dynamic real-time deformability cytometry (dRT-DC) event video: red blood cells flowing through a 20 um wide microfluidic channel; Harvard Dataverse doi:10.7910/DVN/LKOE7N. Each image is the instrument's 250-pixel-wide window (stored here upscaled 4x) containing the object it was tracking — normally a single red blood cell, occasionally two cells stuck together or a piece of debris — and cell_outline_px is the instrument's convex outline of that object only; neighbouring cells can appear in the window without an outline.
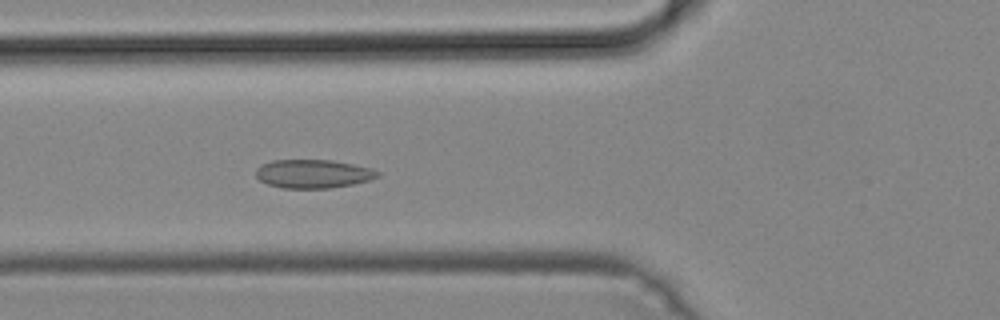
{"species": "common noctule bat (a hibernating species)", "species_latin": "Nyctalus noctula", "temperature_condition": "cold", "stored_images_in_passage": 50, "camera_frame_rate_fps": 3000, "um_per_image_px": 0.085, "animal": {"sex": "male", "body_mass_g": 19.2, "forearm_length_mm": 51.8}, "frame": {"image": 1, "passage_image": 19, "time_ms": 6.0, "image_size_px": [1000, 320], "cell_outline_px": [[380, 176], [368, 180], [352, 184], [328, 188], [284, 188], [268, 184], [260, 180], [256, 176], [256, 168], [260, 164], [272, 160], [332, 160], [372, 168], [380, 172]], "centroid_in_image_um": [26.6, 14.76], "position_along_channel_um": 99.2, "area_um2": 20.23}}
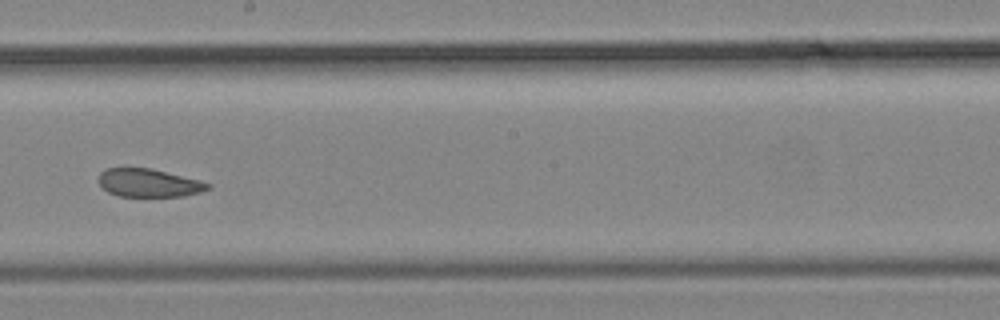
{"frame": {"image": 2, "passage_image": 29, "time_ms": 9.333, "image_size_px": [1000, 320], "cell_outline_px": [[212, 188], [200, 192], [184, 196], [120, 196], [108, 192], [100, 184], [100, 172], [104, 168], [124, 164], [152, 168], [200, 180], [212, 184]], "centroid_in_image_um": [12.62, 15.49], "position_along_channel_um": 235.6, "area_um2": 18.61}}
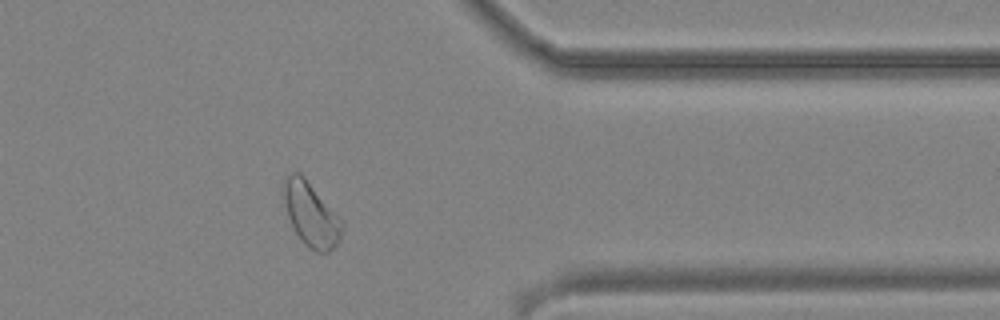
{"frame": {"image": 3, "passage_image": 41, "time_ms": 13.333, "image_size_px": [1000, 320], "cell_outline_px": [[344, 228], [340, 240], [328, 252], [316, 252], [304, 244], [296, 232], [288, 216], [280, 192], [284, 180], [292, 172], [300, 172], [304, 176], [344, 220]], "centroid_in_image_um": [26.45, 18.19], "position_along_channel_um": 385.0, "area_um2": 22.2}}